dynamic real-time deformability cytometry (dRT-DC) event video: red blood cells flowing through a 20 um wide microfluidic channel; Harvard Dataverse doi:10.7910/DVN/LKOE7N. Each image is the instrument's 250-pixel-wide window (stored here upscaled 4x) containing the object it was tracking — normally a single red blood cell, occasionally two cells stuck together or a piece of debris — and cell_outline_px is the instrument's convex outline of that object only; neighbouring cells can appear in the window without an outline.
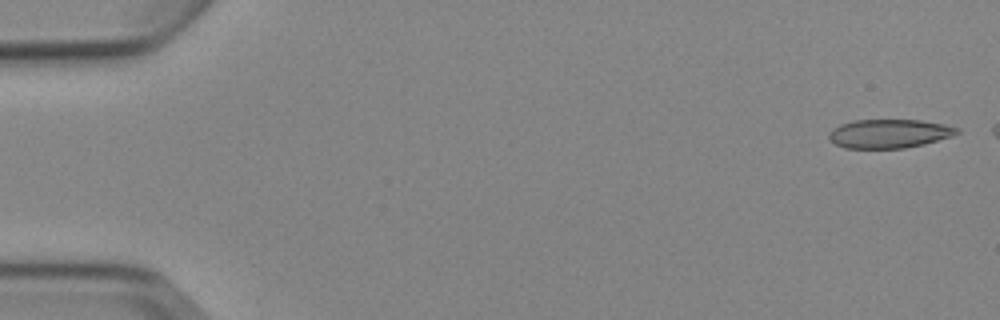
{"species": "Egyptian fruit bat (a non-hibernating species)", "species_latin": "Rousettus aegyptiacus", "temperature_condition": "cold", "stored_images_in_passage": 6, "camera_frame_rate_fps": 3000, "um_per_image_px": 0.085, "animal": {"sex": "female"}, "frame": {"image": 1, "passage_image": 1, "time_ms": 0.0, "image_size_px": [1000, 320], "cell_outline_px": [[960, 132], [952, 136], [924, 144], [904, 148], [844, 148], [828, 140], [828, 132], [832, 128], [840, 124], [852, 120], [920, 120], [944, 124], [960, 128]], "centroid_in_image_um": [75.55, 11.35], "position_along_channel_um": 9.4, "area_um2": 21.68}}